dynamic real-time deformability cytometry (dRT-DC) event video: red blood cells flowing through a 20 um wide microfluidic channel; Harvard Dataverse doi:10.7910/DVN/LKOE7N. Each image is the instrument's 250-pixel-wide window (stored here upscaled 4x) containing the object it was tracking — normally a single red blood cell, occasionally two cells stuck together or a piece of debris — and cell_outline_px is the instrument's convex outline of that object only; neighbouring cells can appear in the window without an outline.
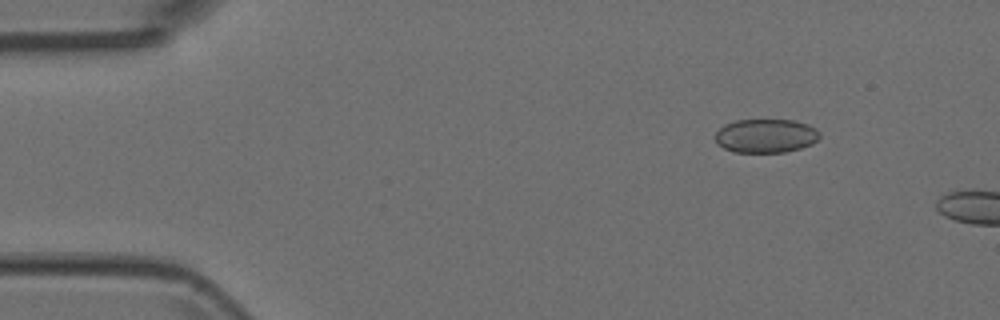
{"species": "Egyptian fruit bat (a non-hibernating species)", "species_latin": "Rousettus aegyptiacus", "temperature_condition": "room temperature", "stored_images_in_passage": 3, "camera_frame_rate_fps": 3000, "um_per_image_px": 0.085, "animal": {"sex": "female"}, "frame": {"image": 1, "passage_image": 2, "time_ms": 0.333, "image_size_px": [1000, 320], "cell_outline_px": [[820, 136], [812, 144], [800, 148], [784, 152], [736, 152], [724, 148], [716, 144], [716, 132], [724, 124], [736, 120], [792, 120], [808, 124], [816, 128], [820, 132]], "centroid_in_image_um": [65.1, 11.54], "position_along_channel_um": 19.9, "area_um2": 20.58}}